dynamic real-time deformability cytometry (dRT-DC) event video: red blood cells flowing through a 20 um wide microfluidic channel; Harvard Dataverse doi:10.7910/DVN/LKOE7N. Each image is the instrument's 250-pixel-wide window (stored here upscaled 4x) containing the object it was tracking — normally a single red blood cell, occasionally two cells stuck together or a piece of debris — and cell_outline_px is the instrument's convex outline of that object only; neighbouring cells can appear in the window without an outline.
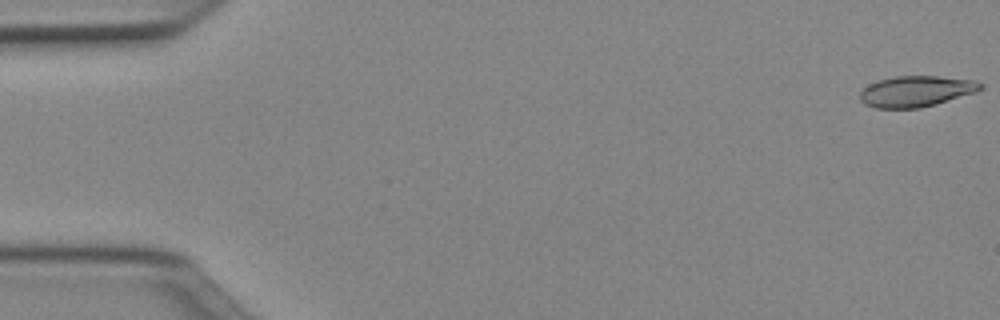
{"species": "Egyptian fruit bat (a non-hibernating species)", "species_latin": "Rousettus aegyptiacus", "temperature_condition": "cold", "stored_images_in_passage": 51, "camera_frame_rate_fps": 3000, "um_per_image_px": 0.085, "animal": {"sex": "female"}, "frame": {"image": 1, "passage_image": 1, "time_ms": 0.0, "image_size_px": [1000, 320], "cell_outline_px": [[984, 88], [976, 92], [936, 104], [920, 108], [876, 108], [864, 104], [860, 100], [860, 92], [868, 84], [876, 80], [896, 76], [936, 76], [976, 80], [984, 84]], "centroid_in_image_um": [77.88, 7.75], "position_along_channel_um": 7.1, "area_um2": 21.91}}
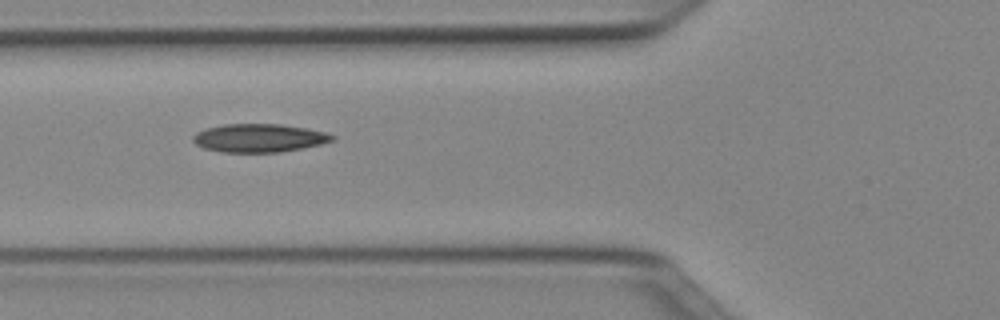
{"frame": {"image": 2, "passage_image": 19, "time_ms": 6.0, "image_size_px": [1000, 320], "cell_outline_px": [[336, 140], [304, 148], [280, 152], [224, 152], [204, 148], [196, 144], [192, 140], [192, 136], [196, 132], [208, 128], [224, 124], [280, 124], [308, 128], [324, 132], [336, 136]], "centroid_in_image_um": [22.05, 11.73], "position_along_channel_um": 103.7, "area_um2": 23.0}}
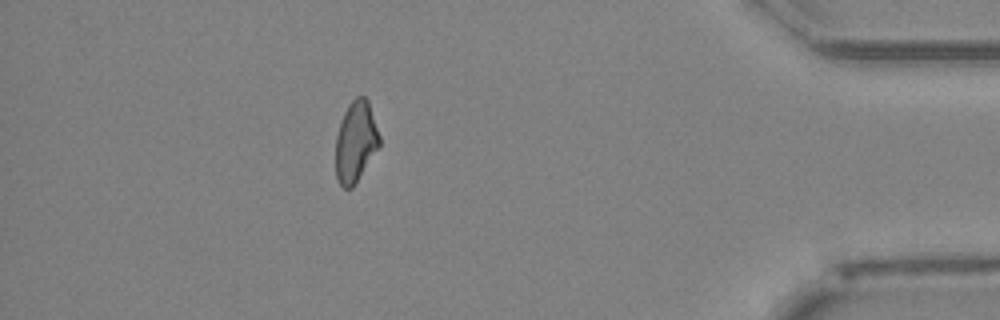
{"frame": {"image": 3, "passage_image": 45, "time_ms": 14.667, "image_size_px": [1000, 320], "cell_outline_px": [[380, 144], [352, 188], [344, 188], [340, 184], [336, 176], [336, 136], [344, 112], [348, 104], [356, 96], [364, 96], [368, 100], [380, 136]], "centroid_in_image_um": [30.23, 12.02], "position_along_channel_um": 405.0, "area_um2": 20.35}, "authors_computed_cell_mechanics": {"area_um2": 21.9062, "velocity_mm_per_s": 4.0086, "shape_relaxation_time_tau1_ms": null, "shape_relaxation_time_tau2_ms": 5.0765, "deformation_change_tau1": null, "deformation_change_tau2": 0.1179}}